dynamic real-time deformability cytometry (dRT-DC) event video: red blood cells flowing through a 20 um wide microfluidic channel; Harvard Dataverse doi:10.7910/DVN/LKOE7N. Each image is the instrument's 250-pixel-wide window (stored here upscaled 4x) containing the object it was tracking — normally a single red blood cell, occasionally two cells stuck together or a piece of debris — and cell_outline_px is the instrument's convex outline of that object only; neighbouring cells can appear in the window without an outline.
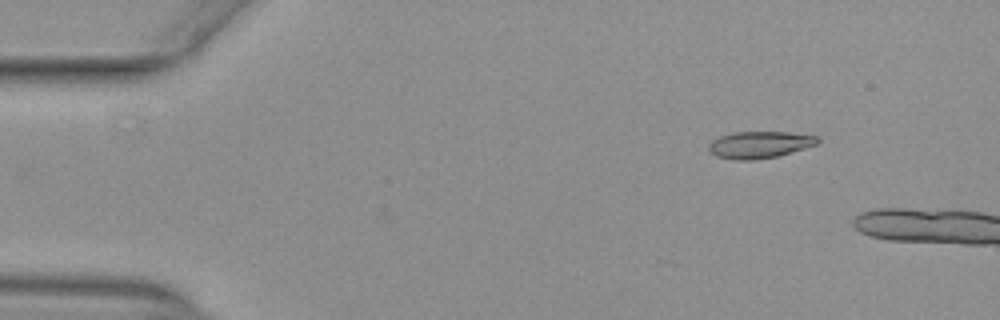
{"species": "common noctule bat (a hibernating species)", "species_latin": "Nyctalus noctula", "temperature_condition": "warm", "stored_images_in_passage": 10, "camera_frame_rate_fps": 3000, "um_per_image_px": 0.085, "animal": {"sex": "female", "body_mass_g": 29.2, "forearm_length_mm": 56.3}, "frame": {"image": 1, "passage_image": 7, "time_ms": 2.0, "image_size_px": [1000, 320], "cell_outline_px": [[820, 140], [816, 144], [804, 148], [776, 156], [756, 160], [736, 160], [716, 156], [708, 152], [708, 144], [712, 140], [720, 136], [732, 132], [792, 132], [820, 136]], "centroid_in_image_um": [64.54, 12.29], "position_along_channel_um": 20.5, "area_um2": 17.17}}